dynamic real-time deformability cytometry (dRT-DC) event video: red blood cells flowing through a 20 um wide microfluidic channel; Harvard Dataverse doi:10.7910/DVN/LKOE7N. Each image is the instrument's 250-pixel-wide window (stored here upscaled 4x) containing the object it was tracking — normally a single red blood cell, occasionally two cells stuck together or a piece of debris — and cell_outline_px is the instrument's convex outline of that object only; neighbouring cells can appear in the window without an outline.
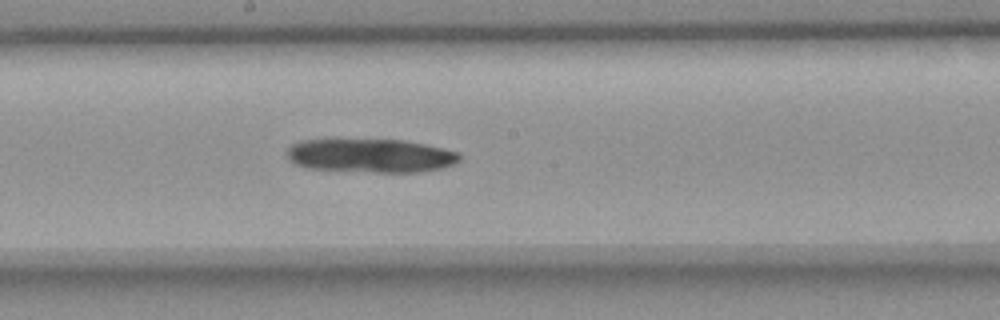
{"species": "common noctule bat (a hibernating species)", "species_latin": "Nyctalus noctula", "temperature_condition": "room temperature", "stored_images_in_passage": 48, "camera_frame_rate_fps": 3000, "um_per_image_px": 0.085, "animal": {"sex": "female", "body_mass_g": 18.4}, "frame": {"image": 1, "passage_image": 26, "time_ms": 8.333, "image_size_px": [1000, 320], "cell_outline_px": [[460, 160], [444, 168], [420, 172], [376, 172], [308, 168], [296, 164], [288, 160], [288, 148], [292, 144], [304, 140], [404, 140], [424, 144], [460, 152]], "centroid_in_image_um": [31.54, 13.23], "position_along_channel_um": 216.7, "area_um2": 33.7}}
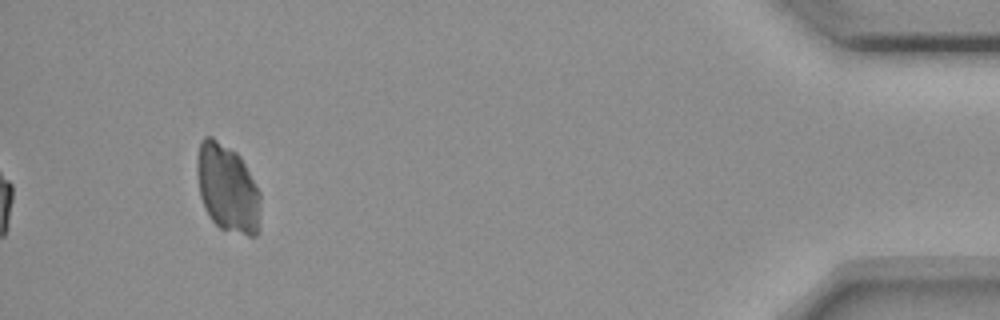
{"frame": {"image": 2, "passage_image": 48, "time_ms": 15.667, "image_size_px": [1000, 320], "cell_outline_px": [[260, 228], [256, 236], [248, 236], [220, 228], [208, 216], [204, 208], [200, 196], [196, 172], [196, 156], [200, 140], [204, 136], [212, 136], [236, 152], [240, 156], [260, 192]], "centroid_in_image_um": [19.32, 16.0], "position_along_channel_um": 415.9, "area_um2": 33.12}}